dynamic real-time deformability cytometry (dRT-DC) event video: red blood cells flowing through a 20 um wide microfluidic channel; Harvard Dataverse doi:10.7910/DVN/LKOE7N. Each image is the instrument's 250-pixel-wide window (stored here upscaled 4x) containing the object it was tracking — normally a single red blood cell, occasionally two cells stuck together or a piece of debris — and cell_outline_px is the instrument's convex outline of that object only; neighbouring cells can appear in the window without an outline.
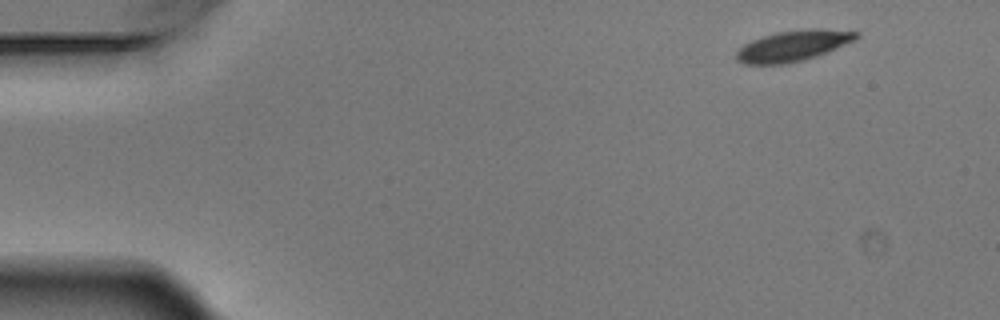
{"species": "Egyptian fruit bat (a non-hibernating species)", "species_latin": "Rousettus aegyptiacus", "temperature_condition": "warm", "stored_images_in_passage": 5, "camera_frame_rate_fps": 3000, "um_per_image_px": 0.085, "animal": {"sex": "male"}, "frame": {"image": 1, "passage_image": 1, "time_ms": 0.0, "image_size_px": [1000, 320], "cell_outline_px": [[860, 36], [856, 40], [828, 52], [804, 60], [784, 64], [744, 64], [736, 60], [736, 52], [744, 44], [760, 36], [776, 32], [808, 28], [820, 28], [860, 32]], "centroid_in_image_um": [67.44, 3.88], "position_along_channel_um": 17.6, "area_um2": 21.79}}
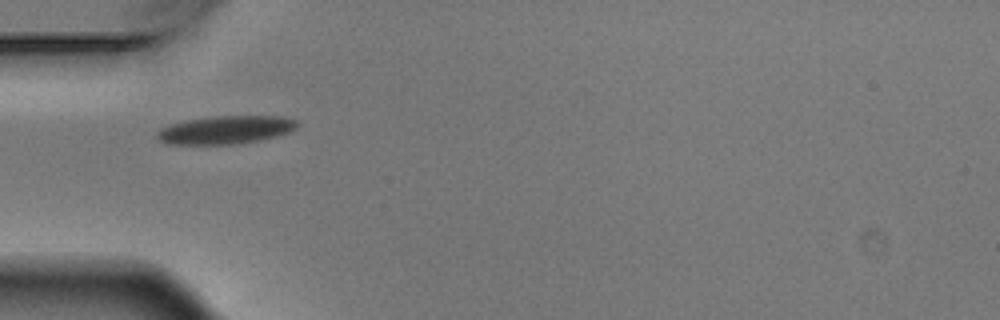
{"frame": {"image": 2, "passage_image": 4, "time_ms": 1.0, "image_size_px": [1000, 320], "cell_outline_px": [[296, 128], [288, 132], [276, 136], [260, 140], [240, 144], [164, 144], [156, 136], [156, 132], [160, 128], [168, 124], [184, 120], [216, 116], [284, 116], [296, 120]], "centroid_in_image_um": [19.13, 11.04], "position_along_channel_um": 65.9, "area_um2": 23.12}}
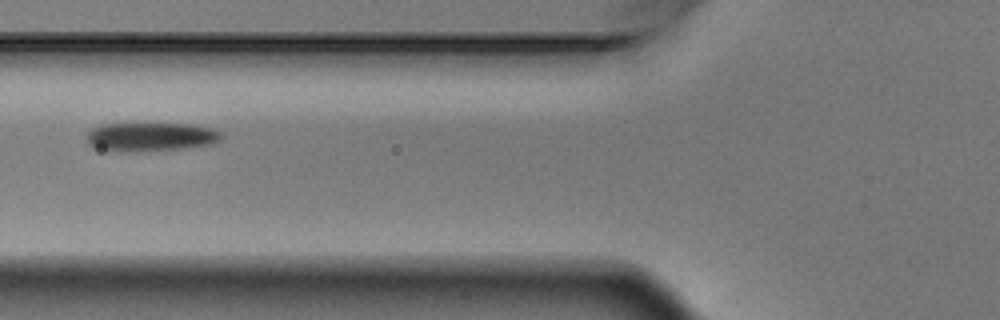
{"frame": {"image": 3, "passage_image": 5, "time_ms": 1.333, "image_size_px": [1000, 320], "cell_outline_px": [[220, 140], [212, 144], [180, 148], [92, 148], [88, 144], [84, 136], [92, 128], [100, 124], [192, 124], [212, 128], [220, 132]], "centroid_in_image_um": [12.81, 11.56], "position_along_channel_um": 113.0, "area_um2": 21.27}}